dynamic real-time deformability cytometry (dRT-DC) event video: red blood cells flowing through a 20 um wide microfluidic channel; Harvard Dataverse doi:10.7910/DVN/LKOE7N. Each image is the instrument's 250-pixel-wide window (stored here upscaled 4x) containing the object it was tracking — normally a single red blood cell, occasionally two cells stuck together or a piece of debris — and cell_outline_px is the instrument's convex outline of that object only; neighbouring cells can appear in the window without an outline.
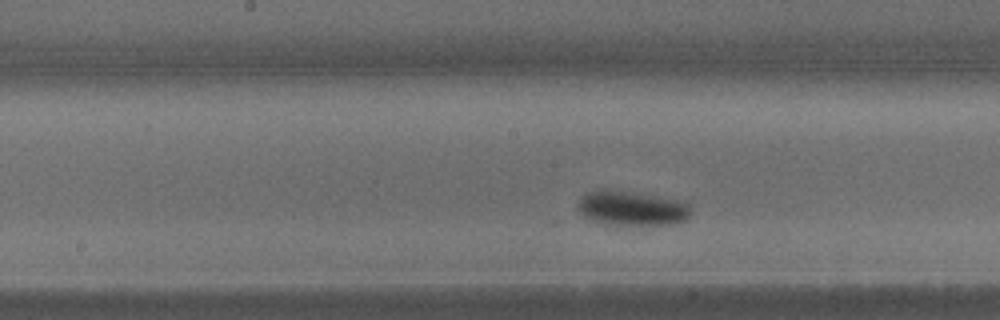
{"species": "common noctule bat (a hibernating species)", "species_latin": "Nyctalus noctula", "temperature_condition": "warm", "stored_images_in_passage": 20, "camera_frame_rate_fps": 3000, "um_per_image_px": 0.085, "animal": {"sex": "male", "body_mass_g": 15.6}, "frame": {"image": 1, "passage_image": 9, "time_ms": 2.667, "image_size_px": [1000, 320], "cell_outline_px": [[692, 212], [684, 220], [676, 224], [604, 224], [592, 220], [584, 216], [580, 212], [580, 196], [584, 192], [632, 192], [680, 200], [688, 204]], "centroid_in_image_um": [53.76, 17.73], "position_along_channel_um": 194.4, "area_um2": 22.02}}
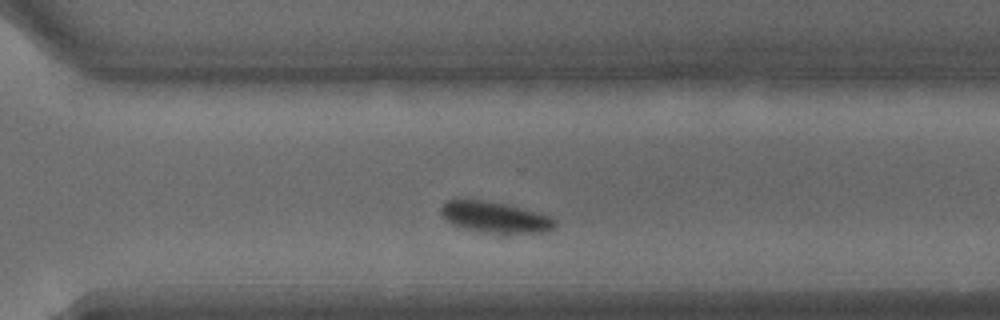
{"frame": {"image": 2, "passage_image": 16, "time_ms": 5.0, "image_size_px": [1000, 320], "cell_outline_px": [[556, 224], [552, 228], [544, 232], [508, 236], [500, 236], [464, 228], [452, 224], [440, 212], [440, 208], [448, 200], [480, 200], [504, 204], [552, 216], [556, 220]], "centroid_in_image_um": [42.14, 18.52], "position_along_channel_um": 328.5, "area_um2": 20.98}}
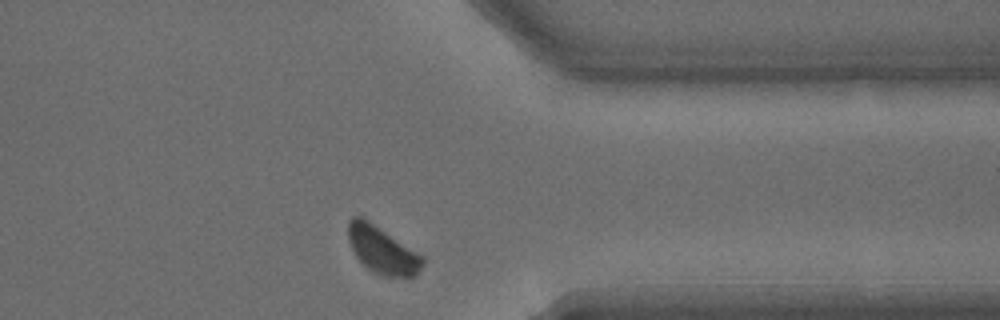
{"frame": {"image": 3, "passage_image": 19, "time_ms": 6.0, "image_size_px": [1000, 320], "cell_outline_px": [[424, 264], [416, 276], [380, 276], [368, 268], [356, 256], [348, 240], [348, 220], [352, 216], [360, 216], [368, 220], [424, 256]], "centroid_in_image_um": [32.5, 21.25], "position_along_channel_um": 378.9, "area_um2": 20.35}}